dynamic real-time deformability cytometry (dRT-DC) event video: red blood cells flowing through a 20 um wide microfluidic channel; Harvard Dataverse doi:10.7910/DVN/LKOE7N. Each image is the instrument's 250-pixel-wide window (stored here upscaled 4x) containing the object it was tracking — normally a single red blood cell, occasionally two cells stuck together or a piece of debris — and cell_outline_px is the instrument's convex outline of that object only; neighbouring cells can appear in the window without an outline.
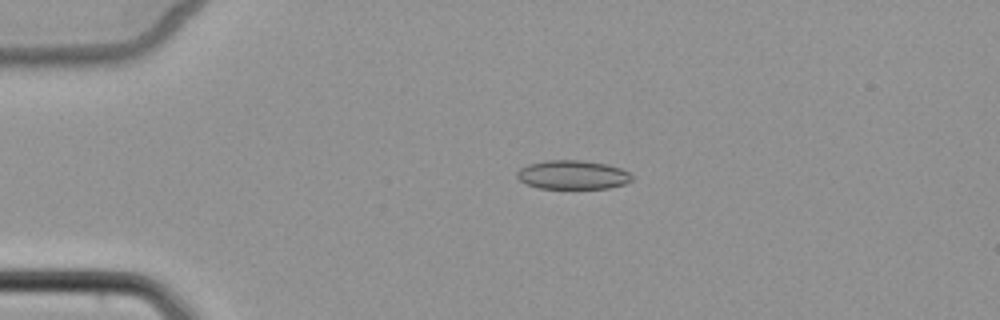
{"species": "common noctule bat (a hibernating species)", "species_latin": "Nyctalus noctula", "temperature_condition": "cold", "stored_images_in_passage": 6, "camera_frame_rate_fps": 3000, "um_per_image_px": 0.085, "animal": {"sex": "female", "body_mass_g": 22.7, "forearm_length_mm": 54.2}, "frame": {"image": 1, "passage_image": 4, "time_ms": 3.333, "image_size_px": [1000, 320], "cell_outline_px": [[632, 180], [624, 184], [608, 188], [540, 188], [528, 184], [520, 180], [516, 176], [516, 172], [520, 168], [528, 164], [544, 160], [584, 160], [608, 164], [620, 168], [628, 172], [632, 176]], "centroid_in_image_um": [48.67, 14.84], "position_along_channel_um": 36.3, "area_um2": 19.36}}